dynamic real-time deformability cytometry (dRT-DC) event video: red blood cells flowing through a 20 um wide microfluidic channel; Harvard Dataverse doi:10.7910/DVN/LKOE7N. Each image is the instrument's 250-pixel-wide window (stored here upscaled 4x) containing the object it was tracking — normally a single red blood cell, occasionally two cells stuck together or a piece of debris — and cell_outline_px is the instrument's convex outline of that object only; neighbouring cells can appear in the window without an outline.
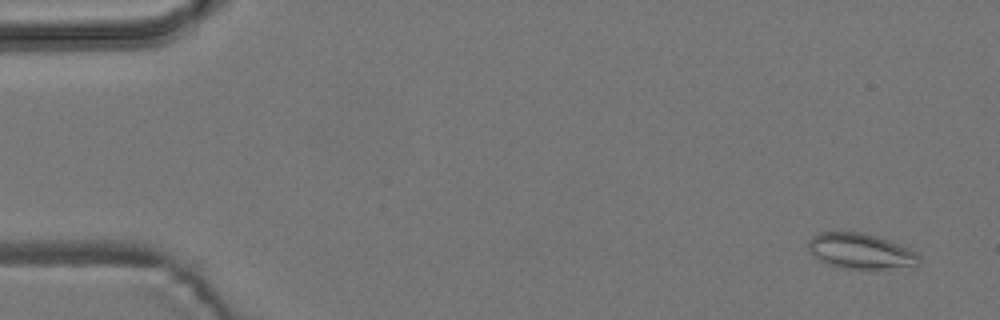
{"species": "common noctule bat (a hibernating species)", "species_latin": "Nyctalus noctula", "temperature_condition": "room temperature", "stored_images_in_passage": 55, "camera_frame_rate_fps": 3000, "um_per_image_px": 0.085, "animal": {"sex": "male", "body_mass_g": 19.2, "forearm_length_mm": 51.8}, "frame": {"image": 1, "passage_image": 3, "time_ms": 0.667, "image_size_px": [1000, 320], "cell_outline_px": [[920, 264], [916, 268], [836, 268], [812, 256], [808, 252], [808, 240], [812, 236], [820, 232], [864, 232], [888, 240], [920, 252]], "centroid_in_image_um": [73.19, 21.36], "position_along_channel_um": 11.8, "area_um2": 23.41}}
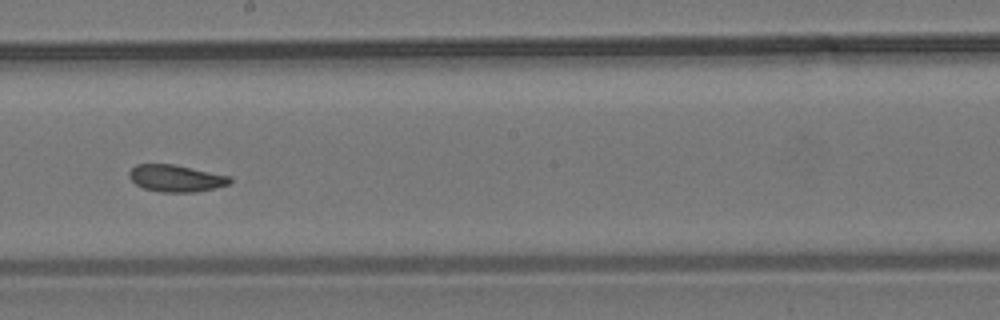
{"frame": {"image": 2, "passage_image": 31, "time_ms": 10.0, "image_size_px": [1000, 320], "cell_outline_px": [[232, 180], [228, 184], [216, 188], [196, 192], [160, 192], [144, 188], [136, 184], [128, 176], [128, 172], [136, 164], [172, 164], [232, 176]], "centroid_in_image_um": [14.97, 15.15], "position_along_channel_um": 233.2, "area_um2": 15.84}}
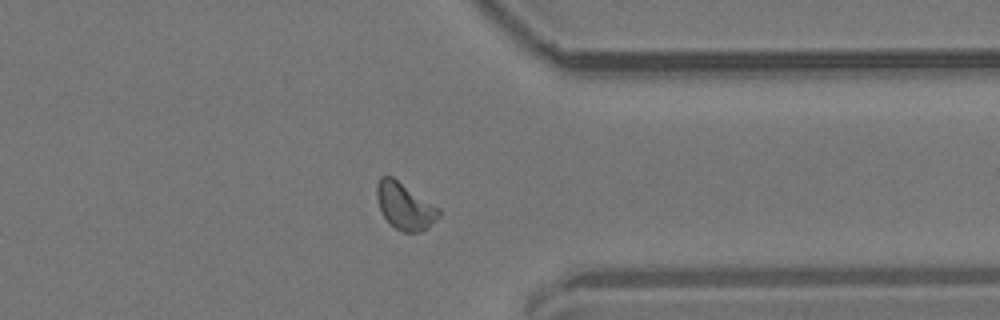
{"frame": {"image": 3, "passage_image": 43, "time_ms": 14.0, "image_size_px": [1000, 320], "cell_outline_px": [[440, 216], [428, 228], [420, 232], [404, 232], [396, 228], [384, 216], [380, 208], [376, 196], [376, 184], [380, 176], [392, 176], [440, 208]], "centroid_in_image_um": [34.42, 17.51], "position_along_channel_um": 377.0, "area_um2": 16.82}, "authors_computed_cell_mechanics": {"area_um2": 16.5308, "velocity_mm_per_s": 3.7376, "shape_relaxation_time_tau1_ms": null, "shape_relaxation_time_tau2_ms": 1.3042, "deformation_change_tau1": null, "deformation_change_tau2": 0.0654}}